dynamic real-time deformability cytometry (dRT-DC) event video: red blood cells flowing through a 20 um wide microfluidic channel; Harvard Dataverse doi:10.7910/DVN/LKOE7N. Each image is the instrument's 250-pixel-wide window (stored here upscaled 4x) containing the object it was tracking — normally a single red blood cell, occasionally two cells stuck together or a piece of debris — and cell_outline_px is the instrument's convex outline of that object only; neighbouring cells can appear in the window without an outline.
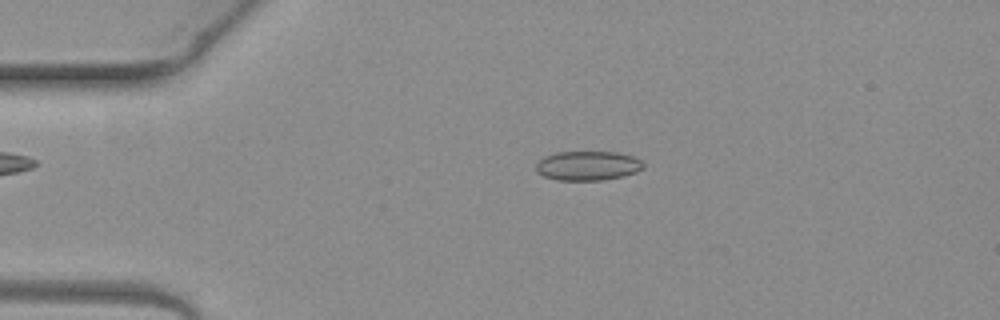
{"species": "common noctule bat (a hibernating species)", "species_latin": "Nyctalus noctula", "temperature_condition": "warm", "stored_images_in_passage": 6, "camera_frame_rate_fps": 3000, "um_per_image_px": 0.085, "animal": {"sex": "female", "body_mass_g": 19.3, "forearm_length_mm": 54.1}, "frame": {"image": 1, "passage_image": 4, "time_ms": 1.0, "image_size_px": [1000, 320], "cell_outline_px": [[644, 168], [636, 172], [624, 176], [604, 180], [556, 180], [544, 176], [536, 172], [536, 164], [544, 156], [556, 152], [616, 152], [632, 156], [640, 160], [644, 164]], "centroid_in_image_um": [49.96, 14.09], "position_along_channel_um": 35.0, "area_um2": 18.44}}